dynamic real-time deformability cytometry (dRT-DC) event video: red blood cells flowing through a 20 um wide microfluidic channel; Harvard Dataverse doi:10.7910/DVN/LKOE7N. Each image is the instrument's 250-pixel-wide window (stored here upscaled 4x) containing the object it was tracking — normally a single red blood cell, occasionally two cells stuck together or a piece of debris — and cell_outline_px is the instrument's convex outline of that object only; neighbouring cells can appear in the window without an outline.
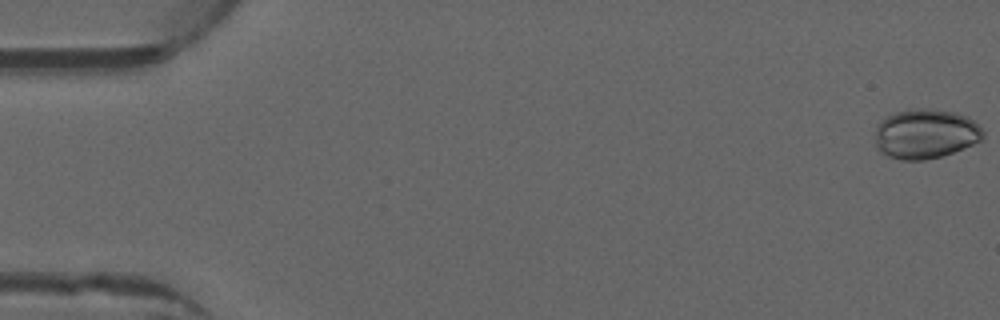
{"species": "common noctule bat (a hibernating species)", "species_latin": "Nyctalus noctula", "temperature_condition": "warm", "stored_images_in_passage": 52, "camera_frame_rate_fps": 3000, "um_per_image_px": 0.085, "animal": {"sex": "male", "forearm_length_mm": 52.5}, "frame": {"image": 1, "passage_image": 1, "time_ms": 0.0, "image_size_px": [1000, 320], "cell_outline_px": [[984, 140], [964, 148], [940, 156], [924, 160], [900, 160], [888, 156], [880, 152], [876, 148], [876, 124], [884, 116], [896, 112], [920, 108], [924, 108], [952, 112], [968, 116], [984, 132]], "centroid_in_image_um": [78.65, 11.38], "position_along_channel_um": 6.4, "area_um2": 31.33}}
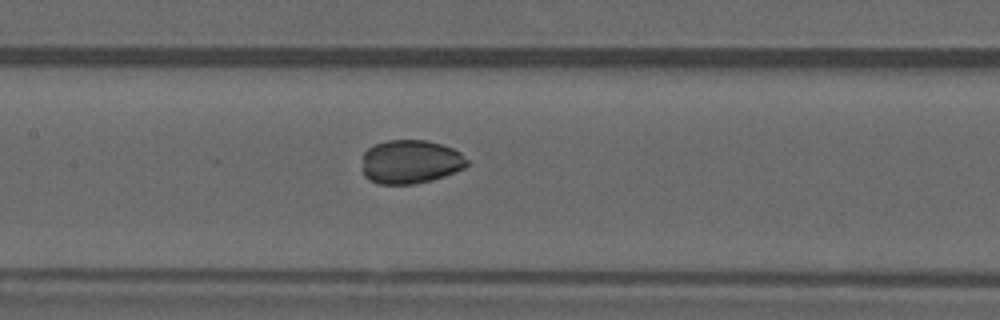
{"frame": {"image": 2, "passage_image": 25, "time_ms": 8.0, "image_size_px": [1000, 320], "cell_outline_px": [[468, 164], [464, 168], [444, 176], [432, 180], [412, 184], [380, 184], [368, 180], [364, 176], [364, 152], [368, 148], [376, 144], [388, 140], [424, 140], [440, 144], [452, 148], [460, 152], [468, 160]], "centroid_in_image_um": [34.9, 13.76], "position_along_channel_um": 172.5, "area_um2": 26.59}}
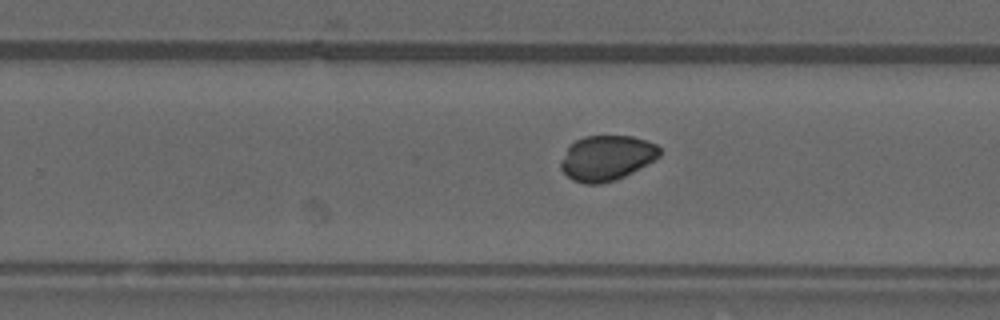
{"frame": {"image": 3, "passage_image": 33, "time_ms": 10.667, "image_size_px": [1000, 320], "cell_outline_px": [[660, 156], [656, 160], [616, 180], [600, 184], [584, 184], [572, 180], [560, 168], [560, 164], [568, 148], [576, 140], [584, 136], [632, 136], [648, 140], [656, 144], [660, 148]], "centroid_in_image_um": [51.6, 13.43], "position_along_channel_um": 278.2, "area_um2": 26.01}, "authors_computed_cell_mechanics": {"area_um2": 27.5706, "velocity_mm_per_s": 3.9899, "shape_relaxation_time_tau1_ms": 4.8485, "shape_relaxation_time_tau2_ms": null, "deformation_change_tau1": 0.1083, "deformation_change_tau2": null}}